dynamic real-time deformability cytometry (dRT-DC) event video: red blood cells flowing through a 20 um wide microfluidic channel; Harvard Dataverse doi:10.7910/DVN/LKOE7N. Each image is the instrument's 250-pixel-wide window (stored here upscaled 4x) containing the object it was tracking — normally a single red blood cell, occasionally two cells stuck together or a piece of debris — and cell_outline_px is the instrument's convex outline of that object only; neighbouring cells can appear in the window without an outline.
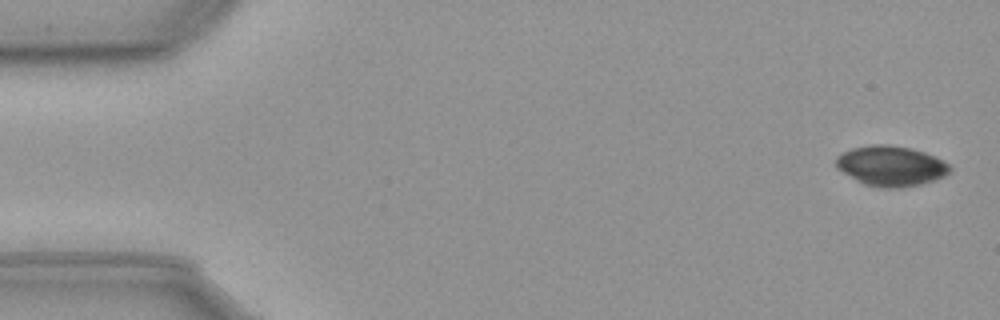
{"species": "common noctule bat (a hibernating species)", "species_latin": "Nyctalus noctula", "temperature_condition": "cold", "stored_images_in_passage": 56, "camera_frame_rate_fps": 3000, "um_per_image_px": 0.085, "animal": {"sex": "male", "body_mass_g": 23.1, "forearm_length_mm": 52.7}, "frame": {"image": 1, "passage_image": 1, "time_ms": 0.0, "image_size_px": [1000, 320], "cell_outline_px": [[952, 168], [944, 176], [920, 184], [900, 188], [880, 188], [864, 184], [836, 168], [836, 156], [852, 148], [872, 144], [884, 144], [912, 148], [936, 156], [944, 160]], "centroid_in_image_um": [75.73, 14.1], "position_along_channel_um": 9.3, "area_um2": 26.65}}
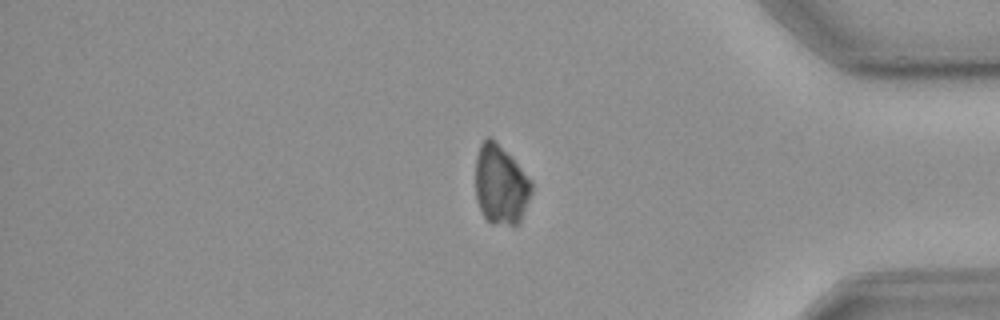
{"frame": {"image": 2, "passage_image": 46, "time_ms": 15.0, "image_size_px": [1000, 320], "cell_outline_px": [[532, 192], [520, 220], [516, 224], [492, 224], [484, 216], [476, 200], [476, 156], [480, 144], [488, 136], [532, 180]], "centroid_in_image_um": [42.54, 15.75], "position_along_channel_um": 392.7, "area_um2": 25.2}}
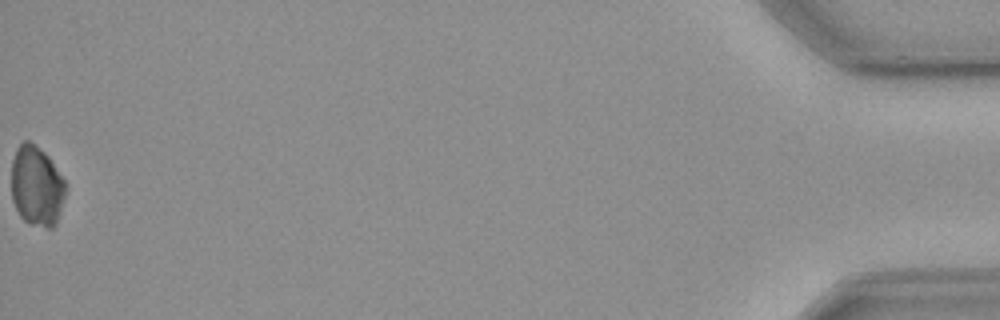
{"frame": {"image": 3, "passage_image": 56, "time_ms": 18.333, "image_size_px": [1000, 320], "cell_outline_px": [[68, 188], [56, 224], [52, 228], [48, 228], [28, 224], [20, 216], [12, 200], [12, 160], [16, 148], [24, 140], [28, 140], [44, 152], [48, 156], [68, 184]], "centroid_in_image_um": [3.14, 15.83], "position_along_channel_um": 432.1, "area_um2": 25.66}, "authors_computed_cell_mechanics": {"area_um2": 28.9867, "velocity_mm_per_s": 3.6058, "shape_relaxation_time_tau1_ms": 2.1995, "shape_relaxation_time_tau2_ms": null, "deformation_change_tau1": 0.0717, "deformation_change_tau2": null}}